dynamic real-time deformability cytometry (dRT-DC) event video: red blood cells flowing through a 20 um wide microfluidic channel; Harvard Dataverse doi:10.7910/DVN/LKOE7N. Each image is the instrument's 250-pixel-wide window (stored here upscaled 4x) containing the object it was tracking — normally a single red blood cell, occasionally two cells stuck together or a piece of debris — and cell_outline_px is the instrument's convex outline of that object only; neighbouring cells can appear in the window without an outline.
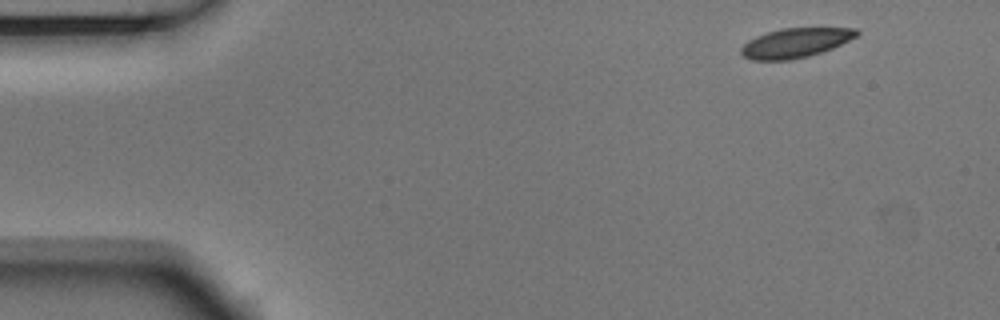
{"species": "Egyptian fruit bat (a non-hibernating species)", "species_latin": "Rousettus aegyptiacus", "temperature_condition": "room temperature", "stored_images_in_passage": 3, "camera_frame_rate_fps": 3000, "um_per_image_px": 0.085, "animal": {"sex": "male"}, "frame": {"image": 1, "passage_image": 1, "time_ms": 0.0, "image_size_px": [1000, 320], "cell_outline_px": [[860, 32], [856, 36], [832, 48], [808, 56], [792, 60], [752, 60], [744, 56], [740, 52], [740, 48], [748, 40], [756, 36], [780, 28], [856, 28]], "centroid_in_image_um": [67.58, 3.64], "position_along_channel_um": 17.4, "area_um2": 19.71}}
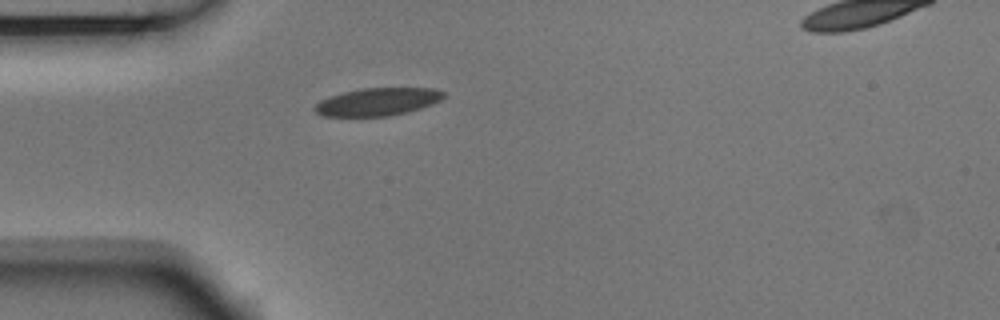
{"frame": {"image": 2, "passage_image": 3, "time_ms": 0.667, "image_size_px": [1000, 320], "cell_outline_px": [[444, 96], [440, 100], [432, 104], [408, 112], [388, 116], [324, 116], [316, 112], [312, 108], [320, 100], [328, 96], [360, 88], [436, 88], [444, 92]], "centroid_in_image_um": [32.08, 8.65], "position_along_channel_um": 52.9, "area_um2": 20.87}}